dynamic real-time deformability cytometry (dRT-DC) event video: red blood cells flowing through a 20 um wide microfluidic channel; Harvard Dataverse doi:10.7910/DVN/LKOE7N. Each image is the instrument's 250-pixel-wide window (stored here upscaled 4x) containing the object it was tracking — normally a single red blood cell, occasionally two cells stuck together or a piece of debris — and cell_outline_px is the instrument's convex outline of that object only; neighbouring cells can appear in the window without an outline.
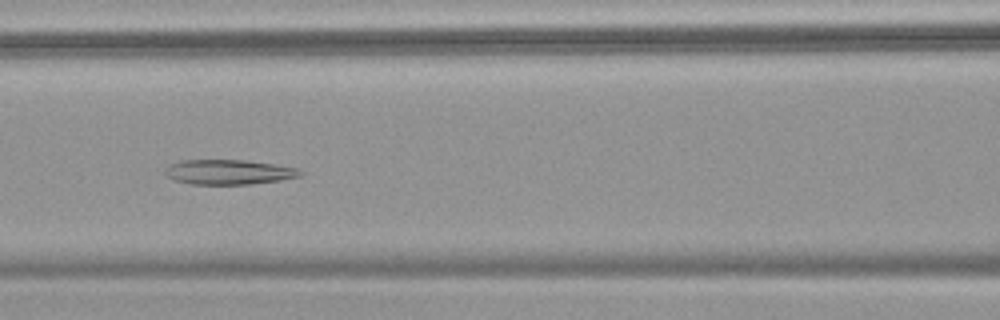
{"species": "common noctule bat (a hibernating species)", "species_latin": "Nyctalus noctula", "temperature_condition": "warm", "stored_images_in_passage": 55, "camera_frame_rate_fps": 3000, "um_per_image_px": 0.085, "animal": {"sex": "female", "body_mass_g": 18.4}, "frame": {"image": 1, "passage_image": 25, "time_ms": 8.0, "image_size_px": [1000, 320], "cell_outline_px": [[304, 172], [300, 176], [252, 184], [192, 184], [176, 180], [168, 176], [164, 172], [164, 168], [168, 164], [180, 160], [244, 160], [276, 164], [300, 168]], "centroid_in_image_um": [19.44, 14.61], "position_along_channel_um": 147.2, "area_um2": 19.59}}
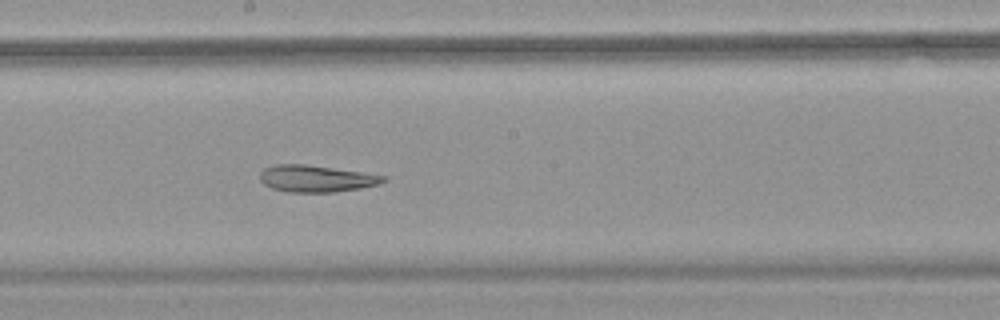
{"frame": {"image": 2, "passage_image": 31, "time_ms": 10.0, "image_size_px": [1000, 320], "cell_outline_px": [[388, 180], [380, 184], [360, 188], [332, 192], [288, 192], [272, 188], [264, 184], [260, 180], [260, 172], [264, 168], [276, 164], [304, 164], [388, 176]], "centroid_in_image_um": [26.88, 15.18], "position_along_channel_um": 221.3, "area_um2": 19.19}}
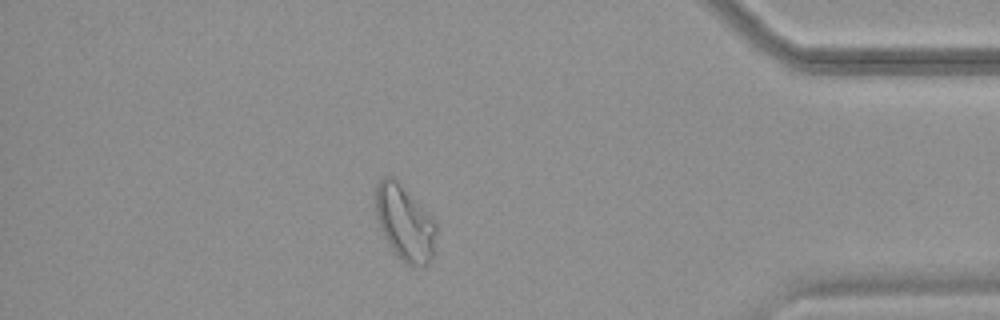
{"frame": {"image": 3, "passage_image": 48, "time_ms": 15.667, "image_size_px": [1000, 320], "cell_outline_px": [[436, 232], [432, 260], [424, 268], [420, 268], [408, 264], [396, 256], [388, 244], [384, 236], [376, 216], [376, 184], [384, 176], [392, 176], [432, 216], [436, 224]], "centroid_in_image_um": [34.42, 18.99], "position_along_channel_um": 400.8, "area_um2": 26.59}, "authors_computed_cell_mechanics": {"area_um2": 26.4146, "velocity_mm_per_s": 3.7278, "shape_relaxation_time_tau1_ms": null, "shape_relaxation_time_tau2_ms": 6.2349, "deformation_change_tau1": null, "deformation_change_tau2": 0.1267}}